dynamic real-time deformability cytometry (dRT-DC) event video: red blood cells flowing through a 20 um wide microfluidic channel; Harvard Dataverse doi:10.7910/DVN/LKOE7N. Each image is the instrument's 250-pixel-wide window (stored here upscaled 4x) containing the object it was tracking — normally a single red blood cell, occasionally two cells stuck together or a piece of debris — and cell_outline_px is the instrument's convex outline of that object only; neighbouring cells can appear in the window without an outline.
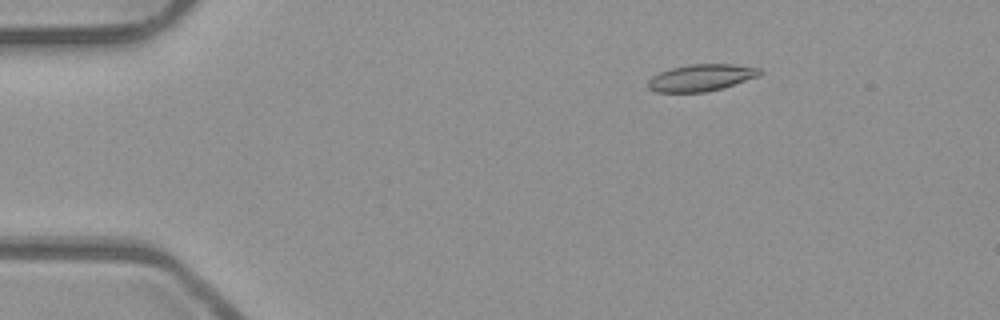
{"species": "common noctule bat (a hibernating species)", "species_latin": "Nyctalus noctula", "temperature_condition": "room temperature", "stored_images_in_passage": 53, "camera_frame_rate_fps": 3000, "um_per_image_px": 0.085, "animal": {"sex": "male", "body_mass_g": 23.1, "forearm_length_mm": 52.7}, "frame": {"image": 1, "passage_image": 9, "time_ms": 2.667, "image_size_px": [1000, 320], "cell_outline_px": [[764, 72], [760, 76], [724, 88], [704, 92], [656, 92], [648, 88], [648, 80], [652, 76], [660, 72], [672, 68], [688, 64], [732, 64], [760, 68]], "centroid_in_image_um": [59.64, 6.6], "position_along_channel_um": 25.4, "area_um2": 17.63}}
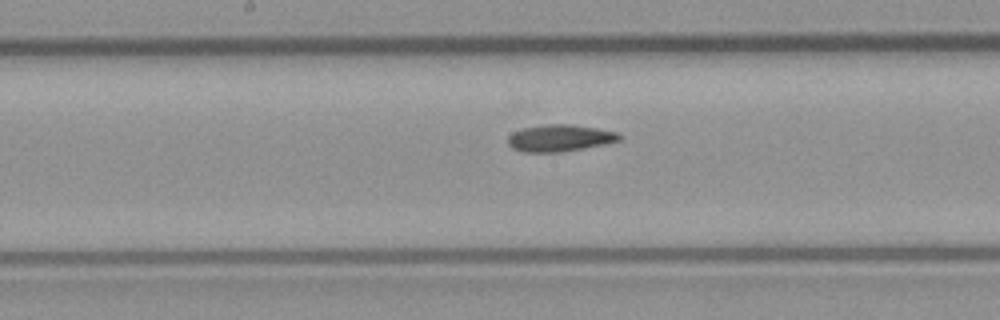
{"frame": {"image": 2, "passage_image": 28, "time_ms": 9.0, "image_size_px": [1000, 320], "cell_outline_px": [[620, 140], [604, 144], [584, 148], [560, 152], [524, 152], [512, 148], [508, 144], [508, 136], [512, 132], [524, 128], [552, 124], [572, 124], [596, 128], [616, 132], [620, 136]], "centroid_in_image_um": [47.55, 11.74], "position_along_channel_um": 200.6, "area_um2": 17.22}}
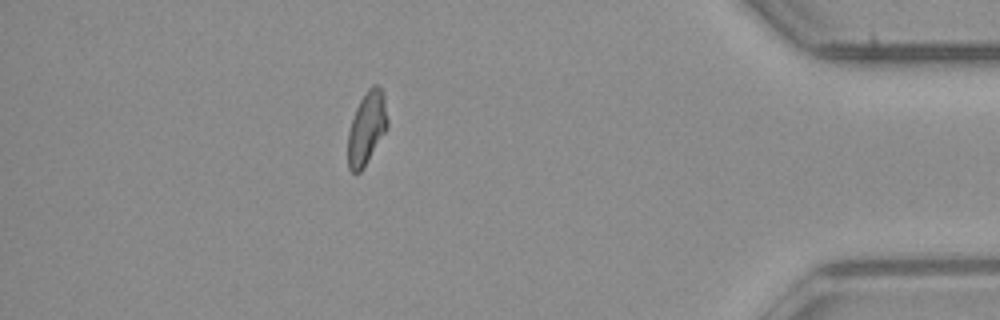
{"frame": {"image": 3, "passage_image": 47, "time_ms": 15.333, "image_size_px": [1000, 320], "cell_outline_px": [[388, 128], [360, 172], [352, 172], [348, 168], [348, 132], [356, 108], [360, 100], [368, 88], [372, 84], [380, 84], [384, 96], [388, 120]], "centroid_in_image_um": [31.18, 10.84], "position_along_channel_um": 404.0, "area_um2": 16.76}, "authors_computed_cell_mechanics": {"area_um2": 17.2822, "velocity_mm_per_s": 3.9453, "shape_relaxation_time_tau1_ms": null, "shape_relaxation_time_tau2_ms": 6.8621, "deformation_change_tau1": null, "deformation_change_tau2": 0.1457}}